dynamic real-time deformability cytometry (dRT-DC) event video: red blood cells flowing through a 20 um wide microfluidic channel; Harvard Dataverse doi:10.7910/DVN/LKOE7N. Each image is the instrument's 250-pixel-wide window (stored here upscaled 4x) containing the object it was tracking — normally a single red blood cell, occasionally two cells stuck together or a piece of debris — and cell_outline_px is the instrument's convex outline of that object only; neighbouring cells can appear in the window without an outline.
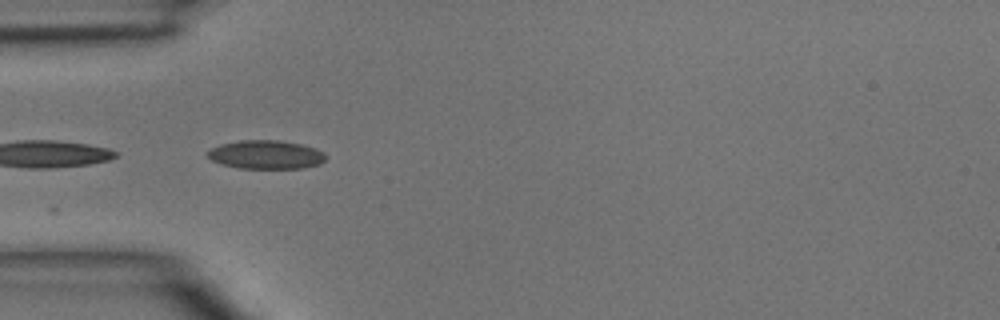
{"species": "common noctule bat (a hibernating species)", "species_latin": "Nyctalus noctula", "temperature_condition": "room temperature", "stored_images_in_passage": 10, "camera_frame_rate_fps": 3000, "um_per_image_px": 0.085, "animal": {"sex": "male", "body_mass_g": 15.6}, "frame": {"image": 1, "passage_image": 1, "time_ms": 0.0, "image_size_px": [1000, 320], "cell_outline_px": [[328, 156], [320, 164], [300, 168], [240, 168], [220, 164], [212, 160], [204, 152], [220, 144], [240, 140], [276, 140], [300, 144], [316, 148], [324, 152]], "centroid_in_image_um": [22.6, 13.14], "position_along_channel_um": 62.4, "area_um2": 19.77}}
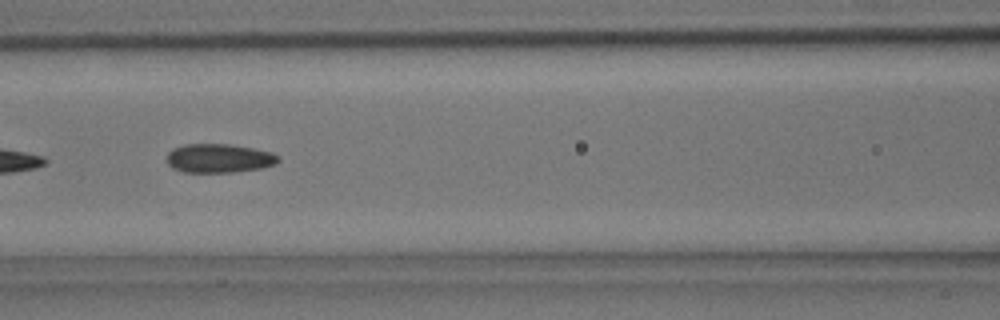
{"frame": {"image": 2, "passage_image": 7, "time_ms": 2.0, "image_size_px": [1000, 320], "cell_outline_px": [[280, 160], [276, 164], [260, 168], [232, 172], [184, 172], [172, 168], [168, 164], [168, 152], [172, 148], [184, 144], [228, 144], [252, 148], [272, 152], [280, 156]], "centroid_in_image_um": [18.62, 13.45], "position_along_channel_um": 148.0, "area_um2": 18.79}}